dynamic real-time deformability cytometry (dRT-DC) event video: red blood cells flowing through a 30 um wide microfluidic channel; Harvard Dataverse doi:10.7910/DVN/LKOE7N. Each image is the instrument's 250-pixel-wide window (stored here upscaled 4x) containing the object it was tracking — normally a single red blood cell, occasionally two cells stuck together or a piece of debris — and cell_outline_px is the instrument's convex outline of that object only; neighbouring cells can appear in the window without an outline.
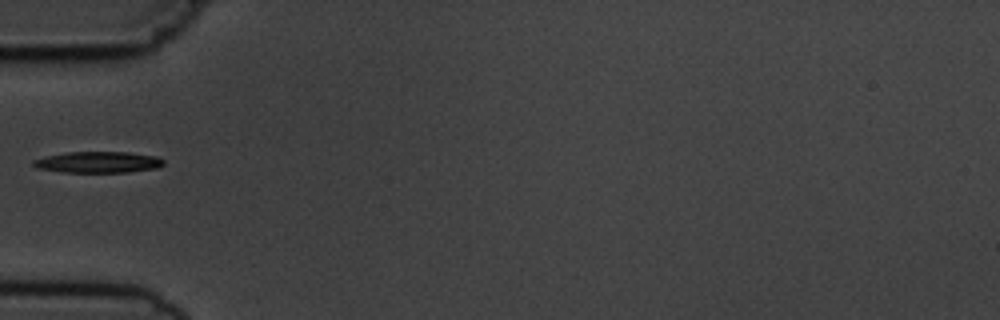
{"species": "common noctule bat (a hibernating species)", "species_latin": "Nyctalus noctula", "temperature_condition": "cold", "stored_images_in_passage": 1, "camera_frame_rate_fps": 3000, "um_per_image_px": 0.085, "animal": {"sex": "male", "body_mass_g": 19.5, "forearm_length_mm": 54.6}, "frame": {"image": 1, "passage_image": 1, "time_ms": 0.0, "image_size_px": [1000, 320], "cell_outline_px": [[164, 164], [156, 168], [128, 172], [60, 172], [36, 168], [32, 164], [32, 160], [48, 156], [68, 152], [128, 152], [156, 156], [164, 160]], "centroid_in_image_um": [8.33, 13.79], "position_along_channel_um": 76.7, "area_um2": 16.07}}